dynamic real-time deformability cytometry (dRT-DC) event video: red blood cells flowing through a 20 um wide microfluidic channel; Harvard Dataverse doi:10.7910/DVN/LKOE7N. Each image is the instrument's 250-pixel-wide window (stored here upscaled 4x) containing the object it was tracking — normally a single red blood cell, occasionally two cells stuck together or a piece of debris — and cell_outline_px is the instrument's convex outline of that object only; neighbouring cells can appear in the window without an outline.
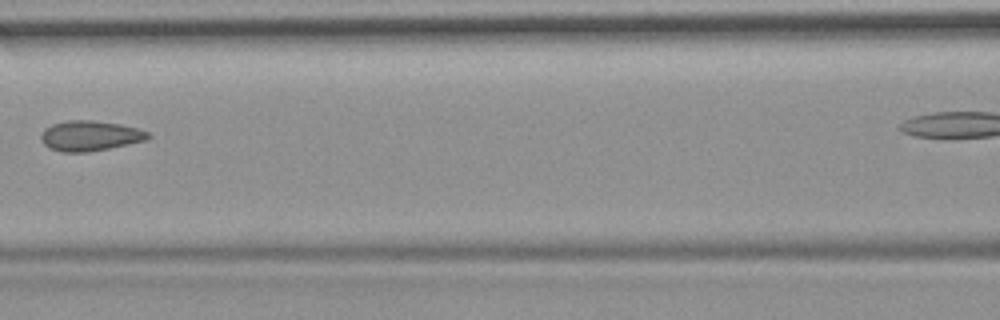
{"species": "common noctule bat (a hibernating species)", "species_latin": "Nyctalus noctula", "temperature_condition": "room temperature", "stored_images_in_passage": 9, "camera_frame_rate_fps": 3000, "um_per_image_px": 0.085, "animal": {"sex": "female", "body_mass_g": 19.9}, "frame": {"image": 1, "passage_image": 7, "time_ms": 7.333, "image_size_px": [1000, 320], "cell_outline_px": [[152, 136], [148, 140], [88, 152], [60, 152], [48, 148], [44, 144], [40, 136], [44, 128], [52, 124], [68, 120], [92, 120], [120, 124], [136, 128], [148, 132]], "centroid_in_image_um": [7.64, 11.54], "position_along_channel_um": 159.0, "area_um2": 18.9}}
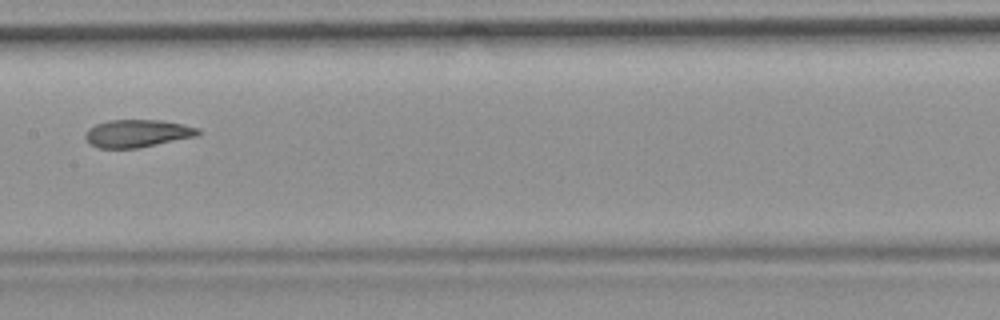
{"frame": {"image": 2, "passage_image": 9, "time_ms": 10.333, "image_size_px": [1000, 320], "cell_outline_px": [[204, 132], [196, 136], [136, 148], [100, 148], [88, 144], [84, 136], [88, 128], [96, 124], [108, 120], [160, 120], [184, 124], [200, 128]], "centroid_in_image_um": [11.67, 11.33], "position_along_channel_um": 195.7, "area_um2": 18.26}}